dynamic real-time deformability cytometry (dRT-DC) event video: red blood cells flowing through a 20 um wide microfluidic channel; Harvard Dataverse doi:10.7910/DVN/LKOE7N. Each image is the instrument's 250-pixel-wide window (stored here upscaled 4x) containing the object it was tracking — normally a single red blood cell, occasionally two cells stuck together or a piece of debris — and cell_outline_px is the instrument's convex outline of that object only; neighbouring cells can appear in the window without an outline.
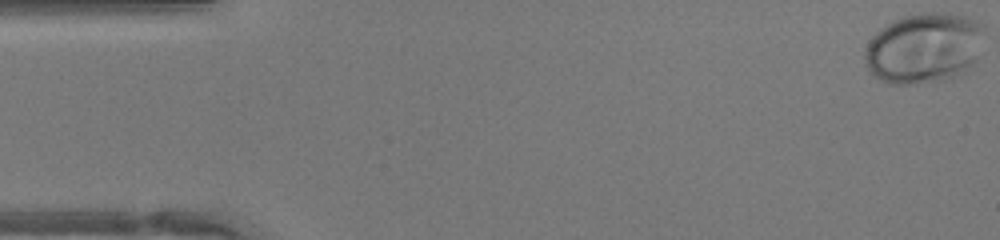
{"species": "human", "species_latin": "Homo sapiens", "temperature_condition": "warm", "stored_images_in_passage": 47, "segment_of_instrument_passage": [1, 2], "camera_frame_rate_fps": 3000, "um_per_image_px": 0.085, "donor": {"sex": "female"}, "frame": {"image": 1, "passage_image": 1, "time_ms": 0.0, "image_size_px": [1000, 240], "cell_outline_px": [[984, 28], [976, 60], [972, 64], [952, 80], [916, 84], [888, 84], [872, 76], [868, 72], [864, 60], [864, 52], [868, 40], [880, 28], [904, 16], [920, 12], [948, 12], [964, 16], [984, 24]], "centroid_in_image_um": [78.5, 4.1], "position_along_channel_um": 6.5, "area_um2": 49.71}}
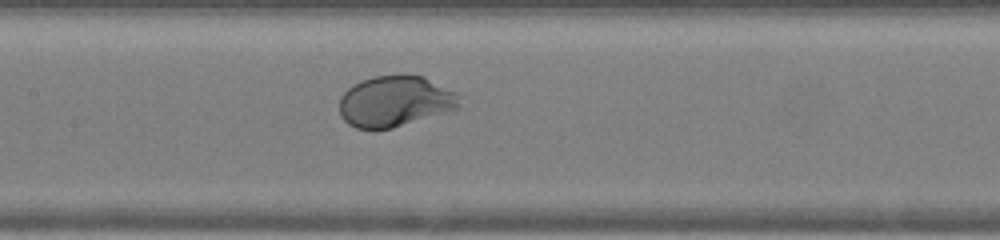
{"frame": {"image": 2, "passage_image": 22, "time_ms": 7.0, "image_size_px": [1000, 240], "cell_outline_px": [[460, 108], [392, 128], [356, 128], [348, 124], [340, 116], [340, 96], [352, 84], [360, 80], [372, 76], [424, 76], [456, 92], [460, 96]], "centroid_in_image_um": [33.58, 8.61], "position_along_channel_um": 173.8, "area_um2": 35.49}}
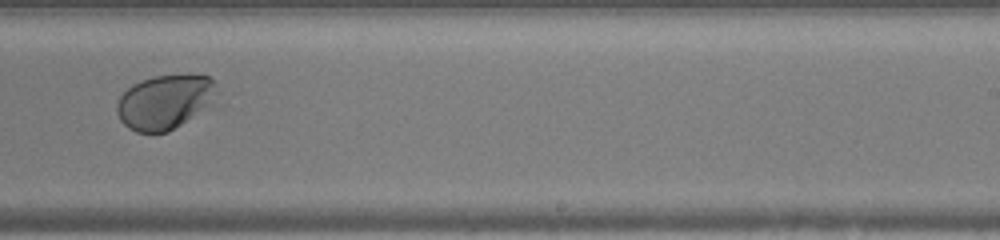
{"frame": {"image": 3, "passage_image": 29, "time_ms": 9.333, "image_size_px": [1000, 240], "cell_outline_px": [[216, 84], [208, 104], [180, 124], [168, 132], [136, 132], [128, 128], [120, 120], [116, 112], [116, 104], [120, 96], [132, 84], [140, 80], [156, 76], [188, 72], [208, 76]], "centroid_in_image_um": [13.92, 8.62], "position_along_channel_um": 275.1, "area_um2": 31.27}}